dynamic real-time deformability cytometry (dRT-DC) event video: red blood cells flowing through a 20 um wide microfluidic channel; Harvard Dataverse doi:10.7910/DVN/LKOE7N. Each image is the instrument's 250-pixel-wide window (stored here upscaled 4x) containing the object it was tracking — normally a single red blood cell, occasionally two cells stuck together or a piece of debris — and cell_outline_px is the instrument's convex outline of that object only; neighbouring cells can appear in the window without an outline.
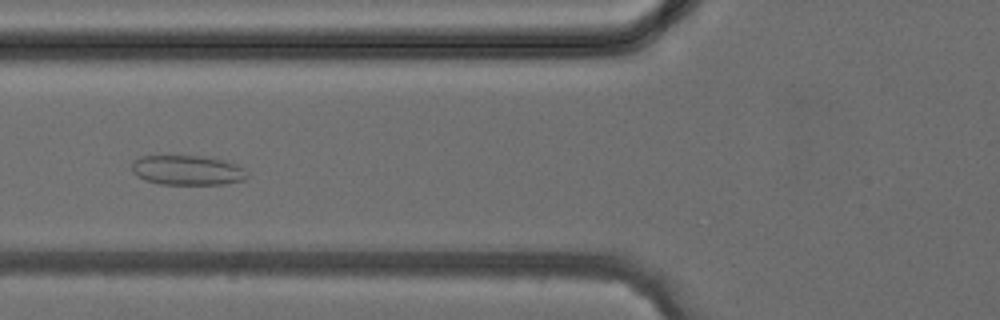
{"species": "common noctule bat (a hibernating species)", "species_latin": "Nyctalus noctula", "temperature_condition": "cold", "stored_images_in_passage": 19, "camera_frame_rate_fps": 3000, "um_per_image_px": 0.085, "animal": {"sex": "female", "body_mass_g": 24.6, "forearm_length_mm": 56.2}, "frame": {"image": 1, "passage_image": 6, "time_ms": 1.667, "image_size_px": [1000, 320], "cell_outline_px": [[248, 176], [244, 180], [224, 184], [160, 184], [144, 180], [136, 176], [132, 172], [132, 160], [140, 156], [200, 156], [224, 160], [236, 164], [244, 168]], "centroid_in_image_um": [15.9, 14.47], "position_along_channel_um": 109.9, "area_um2": 20.11}}
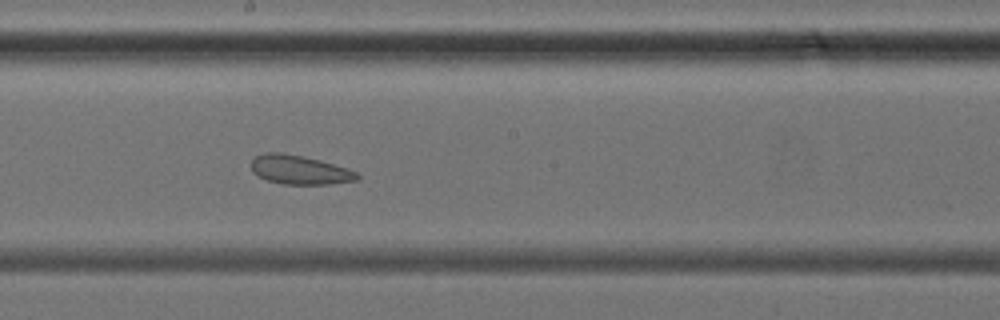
{"frame": {"image": 2, "passage_image": 13, "time_ms": 4.0, "image_size_px": [1000, 320], "cell_outline_px": [[360, 176], [356, 180], [328, 184], [284, 184], [268, 180], [256, 176], [252, 172], [252, 160], [256, 156], [264, 152], [280, 152], [320, 160], [348, 168], [356, 172]], "centroid_in_image_um": [25.44, 14.43], "position_along_channel_um": 222.8, "area_um2": 17.8}}
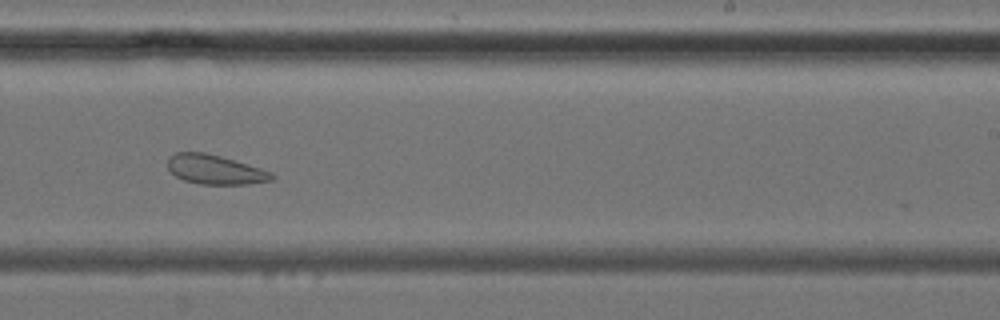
{"frame": {"image": 3, "passage_image": 16, "time_ms": 5.0, "image_size_px": [1000, 320], "cell_outline_px": [[276, 176], [272, 180], [248, 184], [200, 184], [184, 180], [176, 176], [168, 168], [168, 156], [176, 152], [204, 152], [220, 156], [260, 168], [272, 172]], "centroid_in_image_um": [18.27, 14.41], "position_along_channel_um": 270.7, "area_um2": 17.74}}